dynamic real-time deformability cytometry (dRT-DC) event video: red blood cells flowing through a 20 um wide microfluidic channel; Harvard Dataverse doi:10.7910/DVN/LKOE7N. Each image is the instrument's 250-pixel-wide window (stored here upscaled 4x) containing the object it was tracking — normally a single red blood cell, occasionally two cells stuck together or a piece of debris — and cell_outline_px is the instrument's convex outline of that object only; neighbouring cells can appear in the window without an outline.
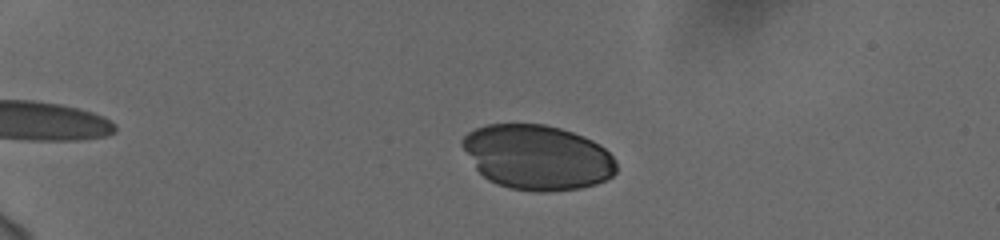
{"species": "human", "species_latin": "Homo sapiens", "temperature_condition": "cold", "stored_images_in_passage": 46, "camera_frame_rate_fps": 3000, "um_per_image_px": 0.085, "donor": {"sex": "female"}, "frame": {"image": 1, "passage_image": 4, "time_ms": 1.0, "image_size_px": [1000, 240], "cell_outline_px": [[616, 172], [612, 176], [596, 184], [580, 188], [548, 192], [536, 192], [512, 188], [488, 180], [476, 168], [460, 144], [460, 140], [468, 132], [476, 128], [488, 124], [544, 124], [560, 128], [584, 136], [600, 144], [616, 160]], "centroid_in_image_um": [45.68, 13.36], "position_along_channel_um": 39.3, "area_um2": 58.2}}